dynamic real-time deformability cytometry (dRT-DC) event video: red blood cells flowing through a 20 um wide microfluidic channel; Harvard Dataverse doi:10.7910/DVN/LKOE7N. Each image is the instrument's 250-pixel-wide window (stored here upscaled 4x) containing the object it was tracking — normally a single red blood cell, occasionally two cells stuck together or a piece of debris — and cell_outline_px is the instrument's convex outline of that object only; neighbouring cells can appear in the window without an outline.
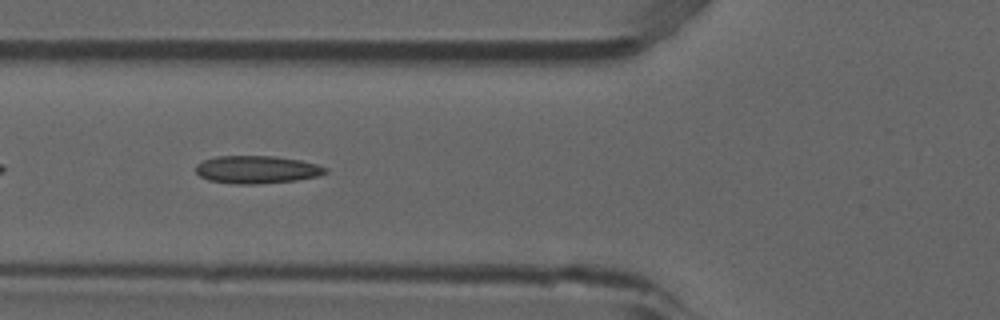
{"species": "common noctule bat (a hibernating species)", "species_latin": "Nyctalus noctula", "temperature_condition": "room temperature", "stored_images_in_passage": 8, "camera_frame_rate_fps": 3000, "um_per_image_px": 0.085, "animal": {"sex": "male", "forearm_length_mm": 52.5}, "frame": {"image": 1, "passage_image": 6, "time_ms": 1.667, "image_size_px": [1000, 320], "cell_outline_px": [[328, 172], [316, 176], [296, 180], [260, 184], [236, 184], [208, 180], [200, 176], [196, 172], [196, 164], [204, 160], [216, 156], [276, 156], [300, 160], [316, 164], [328, 168]], "centroid_in_image_um": [21.82, 14.41], "position_along_channel_um": 104.0, "area_um2": 20.98}}
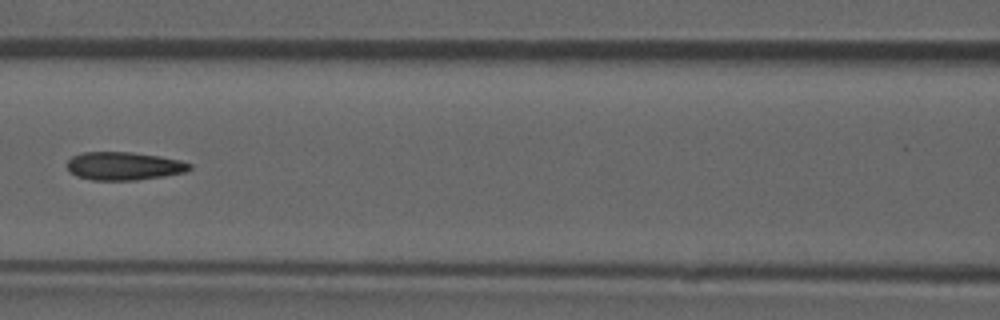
{"frame": {"image": 2, "passage_image": 7, "time_ms": 2.0, "image_size_px": [1000, 320], "cell_outline_px": [[192, 168], [188, 172], [164, 176], [136, 180], [92, 180], [76, 176], [68, 172], [64, 164], [72, 156], [84, 152], [132, 152], [160, 156], [180, 160], [192, 164]], "centroid_in_image_um": [10.51, 14.11], "position_along_channel_um": 156.1, "area_um2": 20.46}}